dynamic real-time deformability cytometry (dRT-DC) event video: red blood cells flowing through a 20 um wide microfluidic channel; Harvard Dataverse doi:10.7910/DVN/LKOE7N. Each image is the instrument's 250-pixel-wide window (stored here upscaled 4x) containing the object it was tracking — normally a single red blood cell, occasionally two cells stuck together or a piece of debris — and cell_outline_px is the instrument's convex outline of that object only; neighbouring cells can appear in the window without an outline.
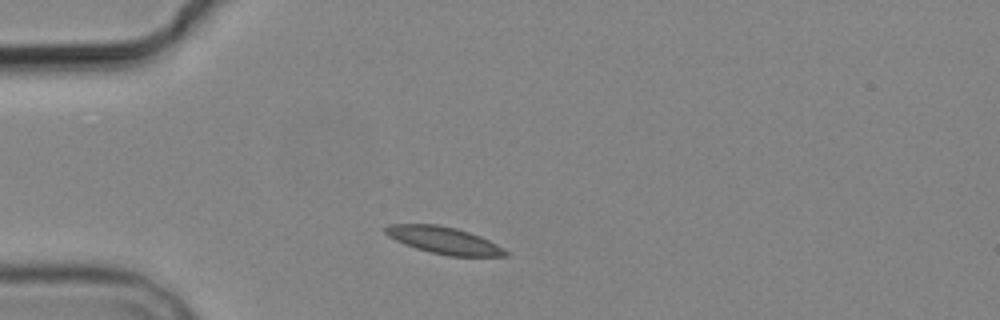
{"species": "common noctule bat (a hibernating species)", "species_latin": "Nyctalus noctula", "temperature_condition": "cold", "stored_images_in_passage": 3, "camera_frame_rate_fps": 3000, "um_per_image_px": 0.085, "animal": {"sex": "male", "body_mass_g": 19.2, "forearm_length_mm": 51.8}, "frame": {"image": 1, "passage_image": 1, "time_ms": 0.0, "image_size_px": [1000, 320], "cell_outline_px": [[508, 256], [448, 256], [428, 252], [416, 248], [396, 240], [388, 236], [384, 232], [384, 228], [388, 224], [436, 224], [456, 228], [480, 236], [504, 248], [508, 252]], "centroid_in_image_um": [37.72, 20.43], "position_along_channel_um": 47.3, "area_um2": 18.84}}
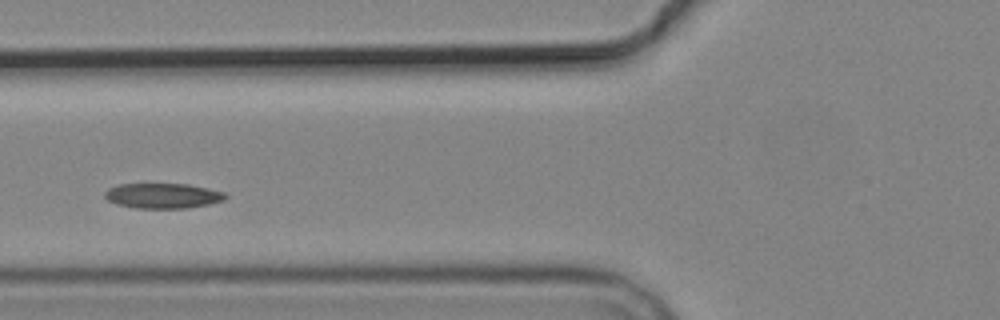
{"frame": {"image": 2, "passage_image": 3, "time_ms": 2.333, "image_size_px": [1000, 320], "cell_outline_px": [[228, 196], [224, 200], [208, 204], [188, 208], [136, 208], [116, 204], [108, 200], [104, 196], [104, 192], [108, 188], [120, 184], [188, 184], [208, 188], [224, 192]], "centroid_in_image_um": [13.84, 16.64], "position_along_channel_um": 112.0, "area_um2": 17.69}}